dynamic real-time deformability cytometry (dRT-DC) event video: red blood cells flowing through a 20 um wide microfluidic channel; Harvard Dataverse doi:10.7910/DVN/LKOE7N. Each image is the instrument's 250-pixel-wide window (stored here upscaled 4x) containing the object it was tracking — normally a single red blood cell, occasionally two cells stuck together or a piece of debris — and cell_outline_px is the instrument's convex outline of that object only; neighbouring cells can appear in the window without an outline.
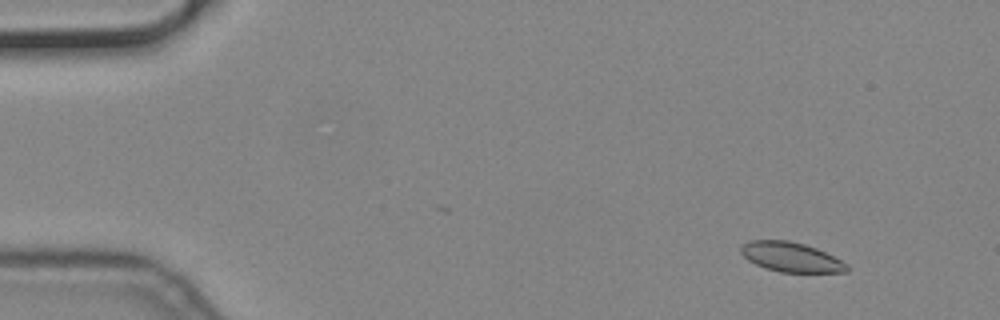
{"species": "common noctule bat (a hibernating species)", "species_latin": "Nyctalus noctula", "temperature_condition": "cold", "stored_images_in_passage": 48, "camera_frame_rate_fps": 3000, "um_per_image_px": 0.085, "animal": {"sex": "male", "body_mass_g": 19.2, "forearm_length_mm": 51.8}, "frame": {"image": 1, "passage_image": 5, "time_ms": 1.333, "image_size_px": [1000, 320], "cell_outline_px": [[848, 272], [780, 272], [764, 268], [748, 260], [740, 252], [740, 248], [748, 240], [788, 240], [804, 244], [816, 248], [848, 264]], "centroid_in_image_um": [67.21, 21.85], "position_along_channel_um": 17.8, "area_um2": 18.21}}
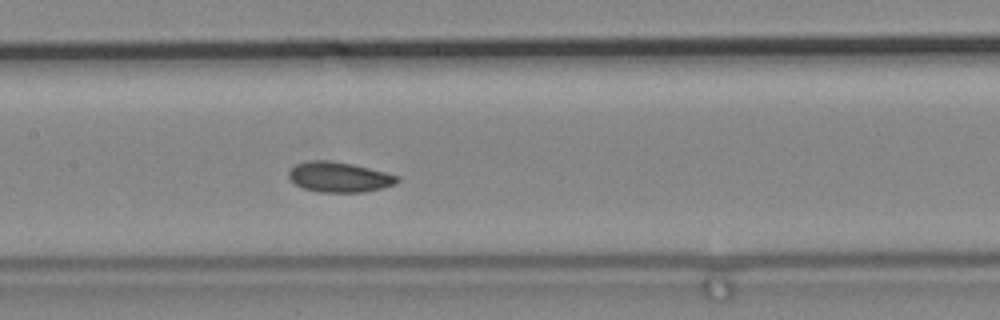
{"frame": {"image": 2, "passage_image": 27, "time_ms": 8.667, "image_size_px": [1000, 320], "cell_outline_px": [[400, 180], [396, 184], [364, 192], [320, 192], [304, 188], [296, 184], [288, 176], [288, 172], [296, 164], [308, 160], [328, 160], [352, 164], [400, 176]], "centroid_in_image_um": [28.84, 15.05], "position_along_channel_um": 178.6, "area_um2": 18.96}}
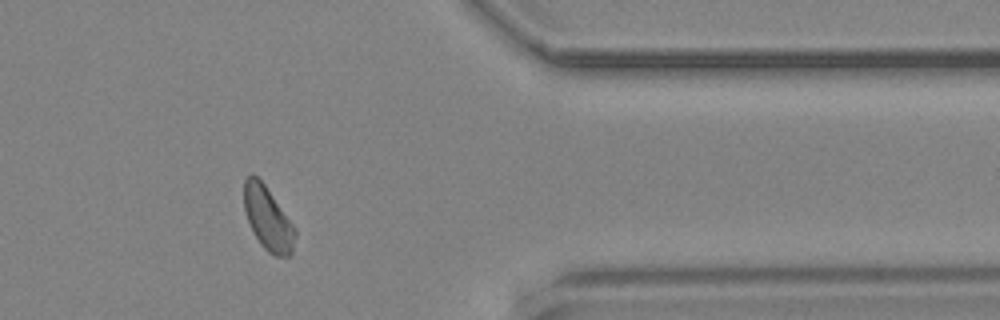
{"frame": {"image": 3, "passage_image": 46, "time_ms": 15.0, "image_size_px": [1000, 320], "cell_outline_px": [[296, 236], [292, 252], [288, 256], [276, 256], [268, 252], [260, 244], [248, 220], [244, 208], [244, 180], [252, 172], [264, 184], [296, 228]], "centroid_in_image_um": [22.78, 18.57], "position_along_channel_um": 388.6, "area_um2": 18.67}}